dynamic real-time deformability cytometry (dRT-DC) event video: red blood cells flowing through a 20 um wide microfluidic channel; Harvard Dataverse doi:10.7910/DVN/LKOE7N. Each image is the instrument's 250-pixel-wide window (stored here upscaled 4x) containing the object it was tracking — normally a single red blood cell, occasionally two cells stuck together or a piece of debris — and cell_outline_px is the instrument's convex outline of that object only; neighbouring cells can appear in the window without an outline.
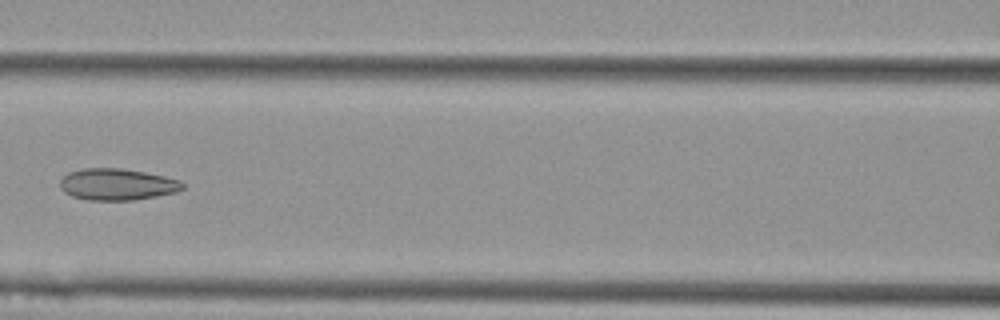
{"species": "Egyptian fruit bat (a non-hibernating species)", "species_latin": "Rousettus aegyptiacus", "temperature_condition": "cold", "stored_images_in_passage": 7, "camera_frame_rate_fps": 3000, "um_per_image_px": 0.085, "animal": {"sex": "female"}, "frame": {"image": 1, "passage_image": 6, "time_ms": 1.667, "image_size_px": [1000, 320], "cell_outline_px": [[184, 188], [176, 192], [156, 196], [132, 200], [88, 200], [72, 196], [64, 192], [60, 188], [60, 180], [68, 172], [84, 168], [120, 168], [144, 172], [164, 176], [180, 180], [184, 184]], "centroid_in_image_um": [9.94, 15.67], "position_along_channel_um": 156.7, "area_um2": 22.54}}
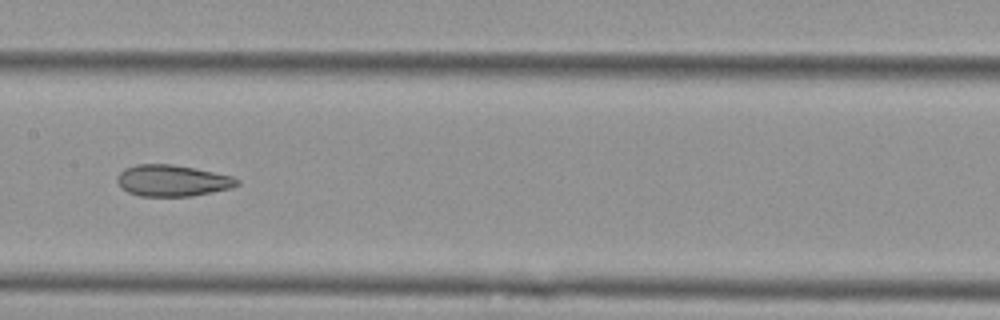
{"frame": {"image": 2, "passage_image": 7, "time_ms": 2.0, "image_size_px": [1000, 320], "cell_outline_px": [[240, 184], [232, 188], [192, 196], [140, 196], [128, 192], [116, 180], [116, 176], [124, 168], [136, 164], [172, 164], [232, 176], [240, 180]], "centroid_in_image_um": [14.65, 15.35], "position_along_channel_um": 192.7, "area_um2": 21.85}}